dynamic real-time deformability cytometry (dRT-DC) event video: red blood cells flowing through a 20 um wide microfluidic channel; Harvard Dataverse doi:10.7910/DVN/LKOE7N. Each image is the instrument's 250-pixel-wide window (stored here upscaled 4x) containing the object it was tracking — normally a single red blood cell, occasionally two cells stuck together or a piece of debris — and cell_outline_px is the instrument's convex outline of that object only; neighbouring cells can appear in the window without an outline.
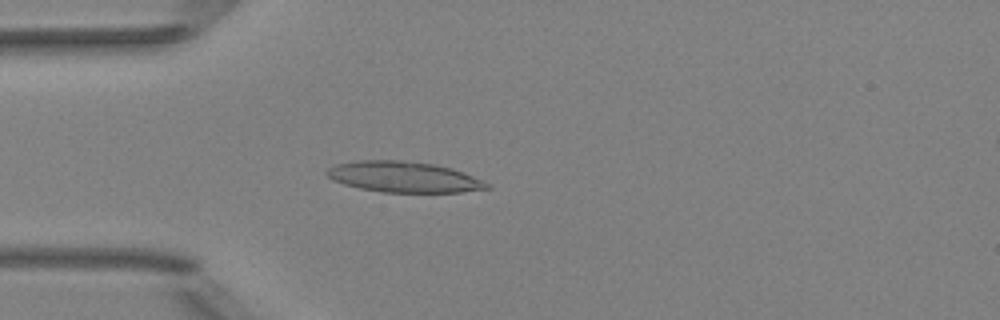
{"species": "Egyptian fruit bat (a non-hibernating species)", "species_latin": "Rousettus aegyptiacus", "temperature_condition": "room temperature", "stored_images_in_passage": 50, "camera_frame_rate_fps": 3000, "um_per_image_px": 0.085, "animal": {"sex": "female"}, "frame": {"image": 1, "passage_image": 13, "time_ms": 4.0, "image_size_px": [1000, 320], "cell_outline_px": [[492, 188], [460, 192], [384, 192], [360, 188], [344, 184], [332, 180], [324, 172], [328, 168], [336, 164], [356, 160], [400, 160], [432, 164], [452, 168], [472, 176], [488, 184]], "centroid_in_image_um": [34.27, 15.03], "position_along_channel_um": 50.7, "area_um2": 28.5}}
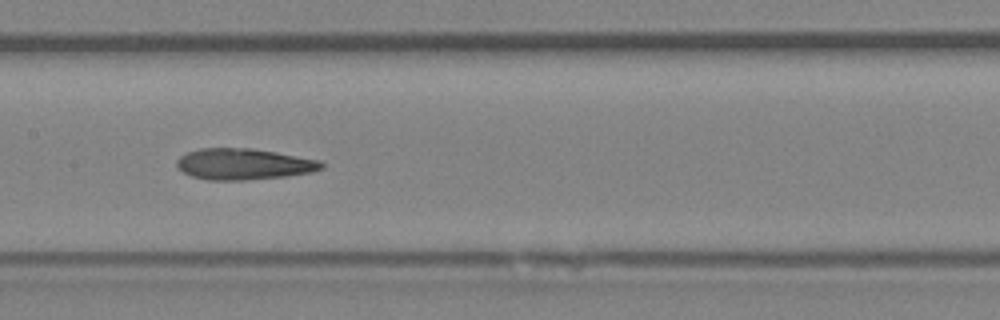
{"frame": {"image": 2, "passage_image": 24, "time_ms": 7.667, "image_size_px": [1000, 320], "cell_outline_px": [[324, 168], [312, 172], [284, 176], [244, 180], [208, 180], [192, 176], [184, 172], [176, 164], [176, 160], [184, 152], [200, 148], [252, 148], [276, 152], [320, 160], [324, 164]], "centroid_in_image_um": [20.7, 13.94], "position_along_channel_um": 186.7, "area_um2": 26.3}}
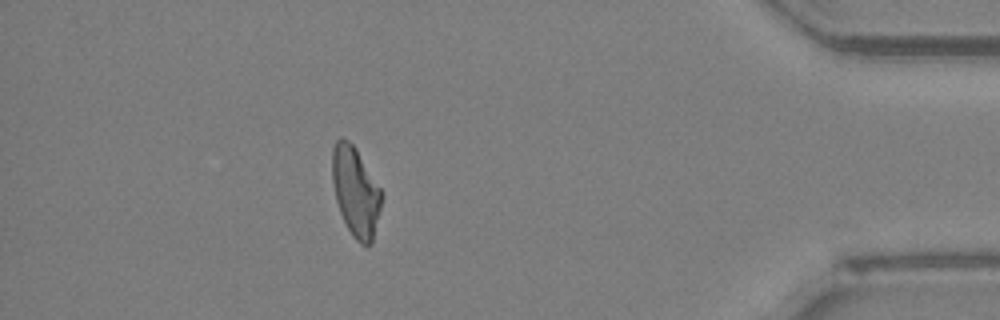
{"frame": {"image": 3, "passage_image": 44, "time_ms": 14.333, "image_size_px": [1000, 320], "cell_outline_px": [[384, 196], [372, 244], [360, 244], [352, 236], [340, 212], [336, 200], [332, 180], [332, 148], [336, 140], [340, 136], [344, 136], [356, 148], [380, 188]], "centroid_in_image_um": [30.23, 16.27], "position_along_channel_um": 405.0, "area_um2": 25.89}, "authors_computed_cell_mechanics": {"area_um2": 26.4435, "velocity_mm_per_s": 4.0026, "shape_relaxation_time_tau1_ms": 8.3078, "shape_relaxation_time_tau2_ms": 4.3735, "deformation_change_tau1": 0.2008, "deformation_change_tau2": 0.1524}}